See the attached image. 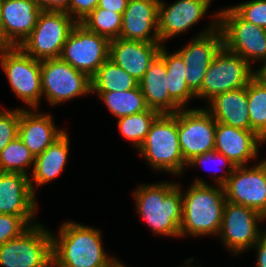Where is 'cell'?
<instances>
[{
	"label": "cell",
	"instance_id": "obj_1",
	"mask_svg": "<svg viewBox=\"0 0 266 267\" xmlns=\"http://www.w3.org/2000/svg\"><path fill=\"white\" fill-rule=\"evenodd\" d=\"M57 237L52 235L54 267H112L117 261L104 251L97 228L68 221L62 223Z\"/></svg>",
	"mask_w": 266,
	"mask_h": 267
},
{
	"label": "cell",
	"instance_id": "obj_2",
	"mask_svg": "<svg viewBox=\"0 0 266 267\" xmlns=\"http://www.w3.org/2000/svg\"><path fill=\"white\" fill-rule=\"evenodd\" d=\"M179 183L144 184L134 191L137 213L152 232L164 236H180L183 200Z\"/></svg>",
	"mask_w": 266,
	"mask_h": 267
},
{
	"label": "cell",
	"instance_id": "obj_3",
	"mask_svg": "<svg viewBox=\"0 0 266 267\" xmlns=\"http://www.w3.org/2000/svg\"><path fill=\"white\" fill-rule=\"evenodd\" d=\"M182 200L180 238L186 234L218 236L226 202L224 187L217 184L214 187L202 179H195L182 194Z\"/></svg>",
	"mask_w": 266,
	"mask_h": 267
},
{
	"label": "cell",
	"instance_id": "obj_4",
	"mask_svg": "<svg viewBox=\"0 0 266 267\" xmlns=\"http://www.w3.org/2000/svg\"><path fill=\"white\" fill-rule=\"evenodd\" d=\"M138 151L153 169L182 175L187 163L182 156L178 138V115L160 114Z\"/></svg>",
	"mask_w": 266,
	"mask_h": 267
},
{
	"label": "cell",
	"instance_id": "obj_5",
	"mask_svg": "<svg viewBox=\"0 0 266 267\" xmlns=\"http://www.w3.org/2000/svg\"><path fill=\"white\" fill-rule=\"evenodd\" d=\"M76 24L66 12L42 10L34 29L19 48L39 61L57 59Z\"/></svg>",
	"mask_w": 266,
	"mask_h": 267
},
{
	"label": "cell",
	"instance_id": "obj_6",
	"mask_svg": "<svg viewBox=\"0 0 266 267\" xmlns=\"http://www.w3.org/2000/svg\"><path fill=\"white\" fill-rule=\"evenodd\" d=\"M255 75L249 63L222 46L209 64L196 97L209 102L218 94L246 87Z\"/></svg>",
	"mask_w": 266,
	"mask_h": 267
},
{
	"label": "cell",
	"instance_id": "obj_7",
	"mask_svg": "<svg viewBox=\"0 0 266 267\" xmlns=\"http://www.w3.org/2000/svg\"><path fill=\"white\" fill-rule=\"evenodd\" d=\"M223 46L247 63L266 61V29L245 21L232 7L218 11Z\"/></svg>",
	"mask_w": 266,
	"mask_h": 267
},
{
	"label": "cell",
	"instance_id": "obj_8",
	"mask_svg": "<svg viewBox=\"0 0 266 267\" xmlns=\"http://www.w3.org/2000/svg\"><path fill=\"white\" fill-rule=\"evenodd\" d=\"M52 233L41 224L31 226L21 236L0 246L2 267H50Z\"/></svg>",
	"mask_w": 266,
	"mask_h": 267
},
{
	"label": "cell",
	"instance_id": "obj_9",
	"mask_svg": "<svg viewBox=\"0 0 266 267\" xmlns=\"http://www.w3.org/2000/svg\"><path fill=\"white\" fill-rule=\"evenodd\" d=\"M0 65L11 89L31 109H37L42 96L41 61L25 54L19 47L0 50Z\"/></svg>",
	"mask_w": 266,
	"mask_h": 267
},
{
	"label": "cell",
	"instance_id": "obj_10",
	"mask_svg": "<svg viewBox=\"0 0 266 267\" xmlns=\"http://www.w3.org/2000/svg\"><path fill=\"white\" fill-rule=\"evenodd\" d=\"M41 84L52 106L92 93L91 78L60 58L41 61Z\"/></svg>",
	"mask_w": 266,
	"mask_h": 267
},
{
	"label": "cell",
	"instance_id": "obj_11",
	"mask_svg": "<svg viewBox=\"0 0 266 267\" xmlns=\"http://www.w3.org/2000/svg\"><path fill=\"white\" fill-rule=\"evenodd\" d=\"M265 219L253 208L226 201L218 235L233 255H239L252 248L266 233L258 227Z\"/></svg>",
	"mask_w": 266,
	"mask_h": 267
},
{
	"label": "cell",
	"instance_id": "obj_12",
	"mask_svg": "<svg viewBox=\"0 0 266 267\" xmlns=\"http://www.w3.org/2000/svg\"><path fill=\"white\" fill-rule=\"evenodd\" d=\"M110 41L77 23L63 46L60 59L92 78L109 58Z\"/></svg>",
	"mask_w": 266,
	"mask_h": 267
},
{
	"label": "cell",
	"instance_id": "obj_13",
	"mask_svg": "<svg viewBox=\"0 0 266 267\" xmlns=\"http://www.w3.org/2000/svg\"><path fill=\"white\" fill-rule=\"evenodd\" d=\"M210 27L197 34L191 42L176 51L186 64V83L196 94L200 88L214 56L223 46L221 29L218 27V13L213 15Z\"/></svg>",
	"mask_w": 266,
	"mask_h": 267
},
{
	"label": "cell",
	"instance_id": "obj_14",
	"mask_svg": "<svg viewBox=\"0 0 266 267\" xmlns=\"http://www.w3.org/2000/svg\"><path fill=\"white\" fill-rule=\"evenodd\" d=\"M176 114L180 148L186 163L214 150L216 121L205 108H185Z\"/></svg>",
	"mask_w": 266,
	"mask_h": 267
},
{
	"label": "cell",
	"instance_id": "obj_15",
	"mask_svg": "<svg viewBox=\"0 0 266 267\" xmlns=\"http://www.w3.org/2000/svg\"><path fill=\"white\" fill-rule=\"evenodd\" d=\"M223 187L226 201L253 208L266 217V159L251 168L236 166Z\"/></svg>",
	"mask_w": 266,
	"mask_h": 267
},
{
	"label": "cell",
	"instance_id": "obj_16",
	"mask_svg": "<svg viewBox=\"0 0 266 267\" xmlns=\"http://www.w3.org/2000/svg\"><path fill=\"white\" fill-rule=\"evenodd\" d=\"M212 0H177L168 7L160 0L158 8V34L162 44L196 24L208 11Z\"/></svg>",
	"mask_w": 266,
	"mask_h": 267
},
{
	"label": "cell",
	"instance_id": "obj_17",
	"mask_svg": "<svg viewBox=\"0 0 266 267\" xmlns=\"http://www.w3.org/2000/svg\"><path fill=\"white\" fill-rule=\"evenodd\" d=\"M159 2L160 0H129L127 8L122 14L119 38L160 43L158 34Z\"/></svg>",
	"mask_w": 266,
	"mask_h": 267
},
{
	"label": "cell",
	"instance_id": "obj_18",
	"mask_svg": "<svg viewBox=\"0 0 266 267\" xmlns=\"http://www.w3.org/2000/svg\"><path fill=\"white\" fill-rule=\"evenodd\" d=\"M162 45L117 38L110 41L109 59L138 82L159 55Z\"/></svg>",
	"mask_w": 266,
	"mask_h": 267
},
{
	"label": "cell",
	"instance_id": "obj_19",
	"mask_svg": "<svg viewBox=\"0 0 266 267\" xmlns=\"http://www.w3.org/2000/svg\"><path fill=\"white\" fill-rule=\"evenodd\" d=\"M264 142L254 131L216 122L214 150L225 155L235 166H246L258 155V146Z\"/></svg>",
	"mask_w": 266,
	"mask_h": 267
},
{
	"label": "cell",
	"instance_id": "obj_20",
	"mask_svg": "<svg viewBox=\"0 0 266 267\" xmlns=\"http://www.w3.org/2000/svg\"><path fill=\"white\" fill-rule=\"evenodd\" d=\"M35 195L30 186L29 176L0 172V214L35 216Z\"/></svg>",
	"mask_w": 266,
	"mask_h": 267
},
{
	"label": "cell",
	"instance_id": "obj_21",
	"mask_svg": "<svg viewBox=\"0 0 266 267\" xmlns=\"http://www.w3.org/2000/svg\"><path fill=\"white\" fill-rule=\"evenodd\" d=\"M0 11L7 39L19 47L34 29L42 10L34 0H0Z\"/></svg>",
	"mask_w": 266,
	"mask_h": 267
},
{
	"label": "cell",
	"instance_id": "obj_22",
	"mask_svg": "<svg viewBox=\"0 0 266 267\" xmlns=\"http://www.w3.org/2000/svg\"><path fill=\"white\" fill-rule=\"evenodd\" d=\"M29 110H20L18 136L36 157L66 131L57 129L50 114Z\"/></svg>",
	"mask_w": 266,
	"mask_h": 267
},
{
	"label": "cell",
	"instance_id": "obj_23",
	"mask_svg": "<svg viewBox=\"0 0 266 267\" xmlns=\"http://www.w3.org/2000/svg\"><path fill=\"white\" fill-rule=\"evenodd\" d=\"M166 64L158 55L138 82L149 109L160 114H174L181 108L171 99L166 79Z\"/></svg>",
	"mask_w": 266,
	"mask_h": 267
},
{
	"label": "cell",
	"instance_id": "obj_24",
	"mask_svg": "<svg viewBox=\"0 0 266 267\" xmlns=\"http://www.w3.org/2000/svg\"><path fill=\"white\" fill-rule=\"evenodd\" d=\"M246 87L216 95L206 109L216 122L250 130Z\"/></svg>",
	"mask_w": 266,
	"mask_h": 267
},
{
	"label": "cell",
	"instance_id": "obj_25",
	"mask_svg": "<svg viewBox=\"0 0 266 267\" xmlns=\"http://www.w3.org/2000/svg\"><path fill=\"white\" fill-rule=\"evenodd\" d=\"M68 136V133L65 132L41 154L35 157L34 166L31 167L33 168V180L30 179V186L34 194V186H42L43 184L54 180L63 171L70 149Z\"/></svg>",
	"mask_w": 266,
	"mask_h": 267
},
{
	"label": "cell",
	"instance_id": "obj_26",
	"mask_svg": "<svg viewBox=\"0 0 266 267\" xmlns=\"http://www.w3.org/2000/svg\"><path fill=\"white\" fill-rule=\"evenodd\" d=\"M159 56L166 64V79L170 97L181 109H184L193 97L196 98V94L188 87L185 80L186 64L176 51L168 53L164 45L160 49Z\"/></svg>",
	"mask_w": 266,
	"mask_h": 267
},
{
	"label": "cell",
	"instance_id": "obj_27",
	"mask_svg": "<svg viewBox=\"0 0 266 267\" xmlns=\"http://www.w3.org/2000/svg\"><path fill=\"white\" fill-rule=\"evenodd\" d=\"M100 96L109 111L118 119L149 109L139 85L126 91H92Z\"/></svg>",
	"mask_w": 266,
	"mask_h": 267
},
{
	"label": "cell",
	"instance_id": "obj_28",
	"mask_svg": "<svg viewBox=\"0 0 266 267\" xmlns=\"http://www.w3.org/2000/svg\"><path fill=\"white\" fill-rule=\"evenodd\" d=\"M92 91H126L136 88L138 81L124 69L107 59L91 78Z\"/></svg>",
	"mask_w": 266,
	"mask_h": 267
},
{
	"label": "cell",
	"instance_id": "obj_29",
	"mask_svg": "<svg viewBox=\"0 0 266 267\" xmlns=\"http://www.w3.org/2000/svg\"><path fill=\"white\" fill-rule=\"evenodd\" d=\"M250 131L266 141V83L256 75L246 86Z\"/></svg>",
	"mask_w": 266,
	"mask_h": 267
},
{
	"label": "cell",
	"instance_id": "obj_30",
	"mask_svg": "<svg viewBox=\"0 0 266 267\" xmlns=\"http://www.w3.org/2000/svg\"><path fill=\"white\" fill-rule=\"evenodd\" d=\"M160 115L153 109L124 116L118 119V128L125 139L133 142L134 146L139 147L144 143L151 125Z\"/></svg>",
	"mask_w": 266,
	"mask_h": 267
},
{
	"label": "cell",
	"instance_id": "obj_31",
	"mask_svg": "<svg viewBox=\"0 0 266 267\" xmlns=\"http://www.w3.org/2000/svg\"><path fill=\"white\" fill-rule=\"evenodd\" d=\"M34 160L35 156L17 136L0 153V172L21 173L29 176L27 168L34 166Z\"/></svg>",
	"mask_w": 266,
	"mask_h": 267
},
{
	"label": "cell",
	"instance_id": "obj_32",
	"mask_svg": "<svg viewBox=\"0 0 266 267\" xmlns=\"http://www.w3.org/2000/svg\"><path fill=\"white\" fill-rule=\"evenodd\" d=\"M86 29L109 41L119 38L122 28V15L96 7L80 22Z\"/></svg>",
	"mask_w": 266,
	"mask_h": 267
},
{
	"label": "cell",
	"instance_id": "obj_33",
	"mask_svg": "<svg viewBox=\"0 0 266 267\" xmlns=\"http://www.w3.org/2000/svg\"><path fill=\"white\" fill-rule=\"evenodd\" d=\"M34 216H16L0 214V246L11 239L18 238L31 226Z\"/></svg>",
	"mask_w": 266,
	"mask_h": 267
},
{
	"label": "cell",
	"instance_id": "obj_34",
	"mask_svg": "<svg viewBox=\"0 0 266 267\" xmlns=\"http://www.w3.org/2000/svg\"><path fill=\"white\" fill-rule=\"evenodd\" d=\"M232 8L245 21L266 29V0H251Z\"/></svg>",
	"mask_w": 266,
	"mask_h": 267
},
{
	"label": "cell",
	"instance_id": "obj_35",
	"mask_svg": "<svg viewBox=\"0 0 266 267\" xmlns=\"http://www.w3.org/2000/svg\"><path fill=\"white\" fill-rule=\"evenodd\" d=\"M20 110H0V153L3 148L18 136Z\"/></svg>",
	"mask_w": 266,
	"mask_h": 267
},
{
	"label": "cell",
	"instance_id": "obj_36",
	"mask_svg": "<svg viewBox=\"0 0 266 267\" xmlns=\"http://www.w3.org/2000/svg\"><path fill=\"white\" fill-rule=\"evenodd\" d=\"M214 162V161H219V163H223L225 165L223 166H228V170H226L227 172L225 173V175H220V176H216L214 178V180L216 181L217 185H224L227 181L228 178L230 177L231 173L234 171V169L236 168V166L234 165V163L232 161H230L225 155L217 153L215 150L206 152L204 154H201L199 156L194 157L192 160H190L187 163V166L189 167H196L199 165H203V163H210V162ZM220 163V164H221Z\"/></svg>",
	"mask_w": 266,
	"mask_h": 267
},
{
	"label": "cell",
	"instance_id": "obj_37",
	"mask_svg": "<svg viewBox=\"0 0 266 267\" xmlns=\"http://www.w3.org/2000/svg\"><path fill=\"white\" fill-rule=\"evenodd\" d=\"M98 1L99 0H70L68 15L79 23L97 7Z\"/></svg>",
	"mask_w": 266,
	"mask_h": 267
},
{
	"label": "cell",
	"instance_id": "obj_38",
	"mask_svg": "<svg viewBox=\"0 0 266 267\" xmlns=\"http://www.w3.org/2000/svg\"><path fill=\"white\" fill-rule=\"evenodd\" d=\"M41 10L62 11L68 14L70 0H34Z\"/></svg>",
	"mask_w": 266,
	"mask_h": 267
},
{
	"label": "cell",
	"instance_id": "obj_39",
	"mask_svg": "<svg viewBox=\"0 0 266 267\" xmlns=\"http://www.w3.org/2000/svg\"><path fill=\"white\" fill-rule=\"evenodd\" d=\"M128 1L129 0H99L97 7L122 15L127 8Z\"/></svg>",
	"mask_w": 266,
	"mask_h": 267
},
{
	"label": "cell",
	"instance_id": "obj_40",
	"mask_svg": "<svg viewBox=\"0 0 266 267\" xmlns=\"http://www.w3.org/2000/svg\"><path fill=\"white\" fill-rule=\"evenodd\" d=\"M252 248L257 251L256 267H266V233Z\"/></svg>",
	"mask_w": 266,
	"mask_h": 267
},
{
	"label": "cell",
	"instance_id": "obj_41",
	"mask_svg": "<svg viewBox=\"0 0 266 267\" xmlns=\"http://www.w3.org/2000/svg\"><path fill=\"white\" fill-rule=\"evenodd\" d=\"M15 46L7 39L5 30L2 23V16L0 11V50H7L14 48Z\"/></svg>",
	"mask_w": 266,
	"mask_h": 267
},
{
	"label": "cell",
	"instance_id": "obj_42",
	"mask_svg": "<svg viewBox=\"0 0 266 267\" xmlns=\"http://www.w3.org/2000/svg\"><path fill=\"white\" fill-rule=\"evenodd\" d=\"M256 76L266 83V61L262 62V66L255 70Z\"/></svg>",
	"mask_w": 266,
	"mask_h": 267
},
{
	"label": "cell",
	"instance_id": "obj_43",
	"mask_svg": "<svg viewBox=\"0 0 266 267\" xmlns=\"http://www.w3.org/2000/svg\"><path fill=\"white\" fill-rule=\"evenodd\" d=\"M124 263H122L121 261L117 260L112 267H126L123 265Z\"/></svg>",
	"mask_w": 266,
	"mask_h": 267
}]
</instances>
